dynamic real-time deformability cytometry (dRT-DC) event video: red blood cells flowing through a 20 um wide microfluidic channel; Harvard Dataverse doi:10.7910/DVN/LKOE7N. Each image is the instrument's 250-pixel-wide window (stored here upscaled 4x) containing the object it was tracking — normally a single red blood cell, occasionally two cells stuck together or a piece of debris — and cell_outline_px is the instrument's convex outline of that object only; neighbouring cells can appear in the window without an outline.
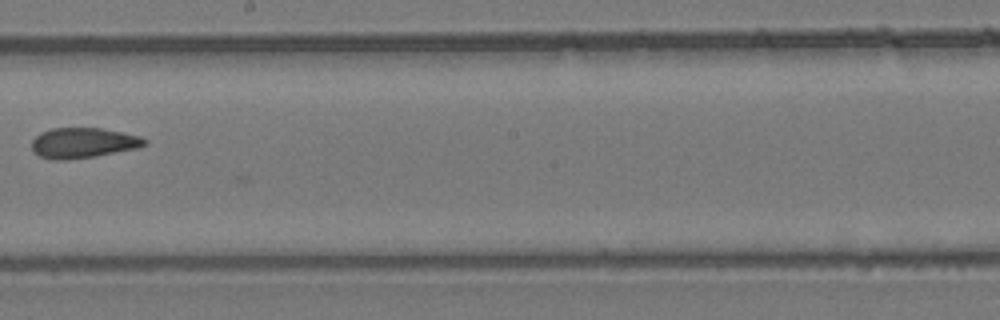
{"species": "common noctule bat (a hibernating species)", "species_latin": "Nyctalus noctula", "temperature_condition": "room temperature", "stored_images_in_passage": 24, "camera_frame_rate_fps": 3000, "um_per_image_px": 0.085, "animal": {"sex": "female", "body_mass_g": 24.6, "forearm_length_mm": 56.2}, "frame": {"image": 1, "passage_image": 21, "time_ms": 6.667, "image_size_px": [1000, 320], "cell_outline_px": [[148, 144], [136, 148], [96, 156], [68, 160], [52, 160], [40, 156], [32, 152], [32, 140], [40, 132], [52, 128], [100, 128], [140, 136], [148, 140]], "centroid_in_image_um": [7.04, 12.15], "position_along_channel_um": 241.2, "area_um2": 20.0}}